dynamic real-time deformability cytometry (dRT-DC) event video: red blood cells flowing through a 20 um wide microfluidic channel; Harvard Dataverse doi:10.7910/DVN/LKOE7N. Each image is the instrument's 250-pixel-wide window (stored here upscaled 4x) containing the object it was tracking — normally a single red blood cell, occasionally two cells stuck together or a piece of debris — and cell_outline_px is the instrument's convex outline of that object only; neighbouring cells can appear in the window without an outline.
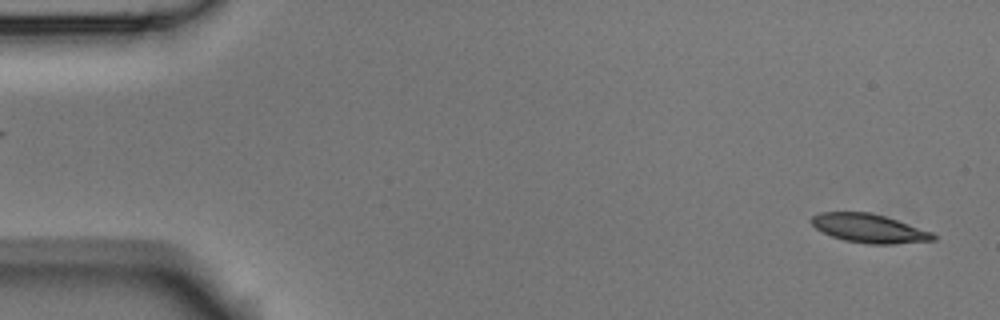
{"species": "Egyptian fruit bat (a non-hibernating species)", "species_latin": "Rousettus aegyptiacus", "temperature_condition": "room temperature", "stored_images_in_passage": 5, "segment_of_instrument_passage": [2, 2], "camera_frame_rate_fps": 3000, "um_per_image_px": 0.085, "animal": {"sex": "male"}, "frame": {"image": 1, "passage_image": 5, "time_ms": 1.333, "image_size_px": [1000, 320], "cell_outline_px": [[936, 240], [892, 244], [868, 244], [844, 240], [832, 236], [816, 228], [808, 220], [812, 216], [820, 212], [868, 212], [884, 216], [932, 232], [936, 236]], "centroid_in_image_um": [73.85, 19.41], "position_along_channel_um": 11.2, "area_um2": 20.23}}